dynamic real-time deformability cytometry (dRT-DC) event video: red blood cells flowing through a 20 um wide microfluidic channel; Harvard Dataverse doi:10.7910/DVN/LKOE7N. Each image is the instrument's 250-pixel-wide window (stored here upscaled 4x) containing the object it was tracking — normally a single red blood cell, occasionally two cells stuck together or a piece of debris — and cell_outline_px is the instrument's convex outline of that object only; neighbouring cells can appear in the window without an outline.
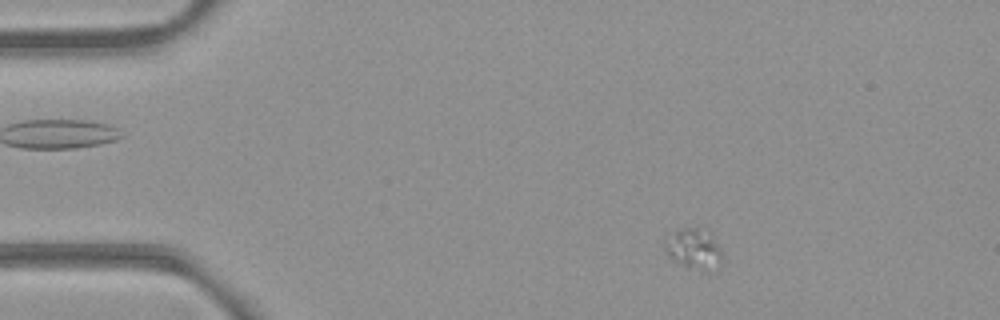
{"species": "common noctule bat (a hibernating species)", "species_latin": "Nyctalus noctula", "temperature_condition": "room temperature", "stored_images_in_passage": 49, "camera_frame_rate_fps": 3000, "um_per_image_px": 0.085, "animal": {"sex": "female", "body_mass_g": 21.9}, "frame": {"image": 1, "passage_image": 4, "time_ms": 1.0, "image_size_px": [1000, 320], "cell_outline_px": [[724, 260], [720, 268], [716, 272], [704, 272], [688, 268], [668, 256], [664, 252], [664, 240], [676, 232], [684, 228], [708, 228], [720, 248], [724, 256]], "centroid_in_image_um": [59.07, 21.22], "position_along_channel_um": 25.9, "area_um2": 14.22}}
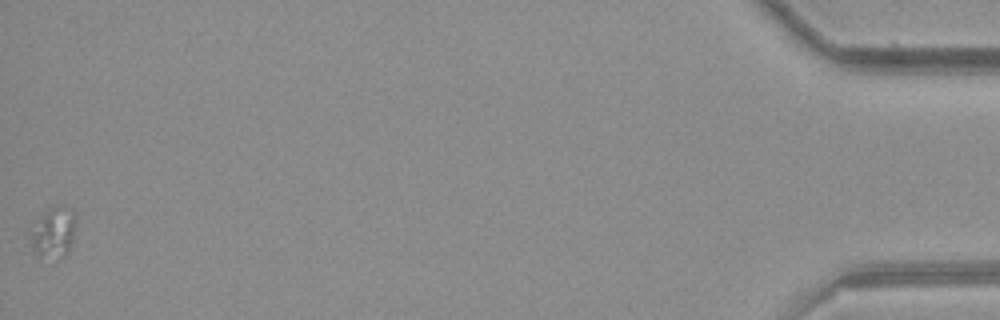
{"frame": {"image": 2, "passage_image": 49, "time_ms": 16.0, "image_size_px": [1000, 320], "cell_outline_px": [[76, 220], [72, 244], [64, 256], [60, 260], [56, 260], [36, 252], [32, 248], [28, 232], [28, 228], [48, 208], [56, 204], [60, 204], [76, 212]], "centroid_in_image_um": [4.54, 19.71], "position_along_channel_um": 430.7, "area_um2": 13.93}}